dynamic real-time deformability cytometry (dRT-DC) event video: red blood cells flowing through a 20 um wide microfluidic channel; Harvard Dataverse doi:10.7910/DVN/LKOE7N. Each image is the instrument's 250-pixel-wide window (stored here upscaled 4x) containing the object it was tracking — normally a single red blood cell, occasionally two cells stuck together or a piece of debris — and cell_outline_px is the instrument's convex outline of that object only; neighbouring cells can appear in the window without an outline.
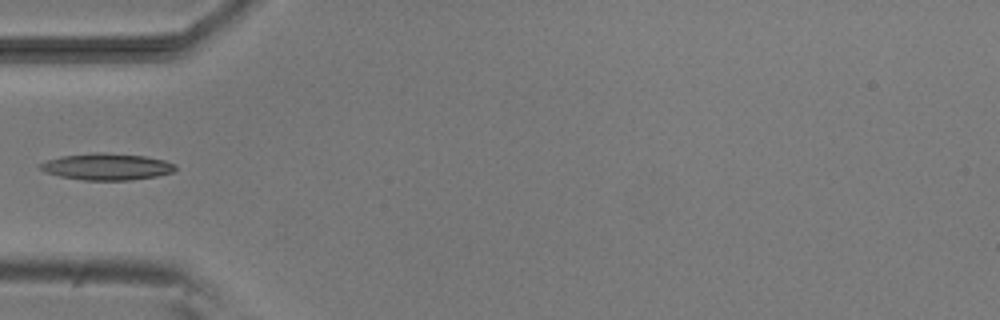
{"species": "common noctule bat (a hibernating species)", "species_latin": "Nyctalus noctula", "temperature_condition": "room temperature", "stored_images_in_passage": 4, "camera_frame_rate_fps": 3000, "um_per_image_px": 0.085, "animal": {"sex": "male", "body_mass_g": 20.5, "forearm_length_mm": 52.5}, "frame": {"image": 1, "passage_image": 4, "time_ms": 3.333, "image_size_px": [1000, 320], "cell_outline_px": [[176, 168], [172, 172], [156, 176], [128, 180], [84, 180], [60, 176], [44, 172], [40, 168], [40, 164], [48, 160], [60, 156], [96, 152], [104, 152], [144, 156], [164, 160], [176, 164]], "centroid_in_image_um": [9.08, 14.16], "position_along_channel_um": 75.9, "area_um2": 20.87}}